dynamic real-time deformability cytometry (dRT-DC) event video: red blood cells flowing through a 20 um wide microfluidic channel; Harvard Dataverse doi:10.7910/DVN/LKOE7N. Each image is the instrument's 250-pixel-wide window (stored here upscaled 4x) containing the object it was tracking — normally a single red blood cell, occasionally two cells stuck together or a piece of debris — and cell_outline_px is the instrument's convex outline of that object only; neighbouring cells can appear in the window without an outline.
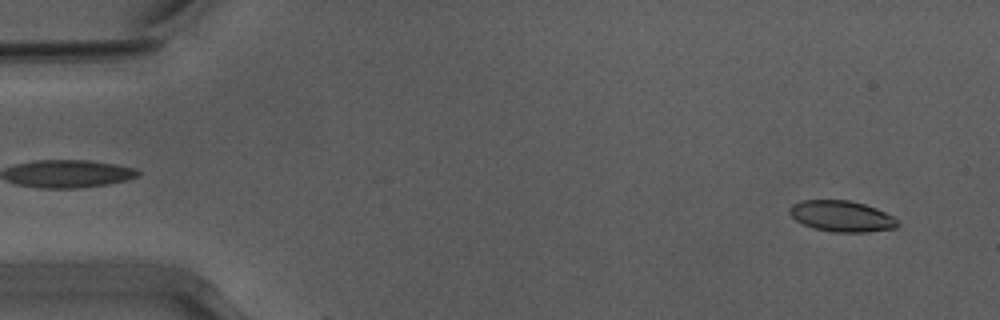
{"species": "Egyptian fruit bat (a non-hibernating species)", "species_latin": "Rousettus aegyptiacus", "temperature_condition": "warm", "stored_images_in_passage": 35, "camera_frame_rate_fps": 3000, "um_per_image_px": 0.085, "animal": {"sex": "male"}, "frame": {"image": 1, "passage_image": 1, "time_ms": 0.0, "image_size_px": [1000, 320], "cell_outline_px": [[900, 224], [896, 228], [868, 232], [832, 232], [812, 228], [796, 220], [788, 212], [788, 208], [792, 204], [804, 200], [848, 200], [864, 204], [876, 208], [892, 216]], "centroid_in_image_um": [71.53, 18.38], "position_along_channel_um": 13.5, "area_um2": 19.54}}
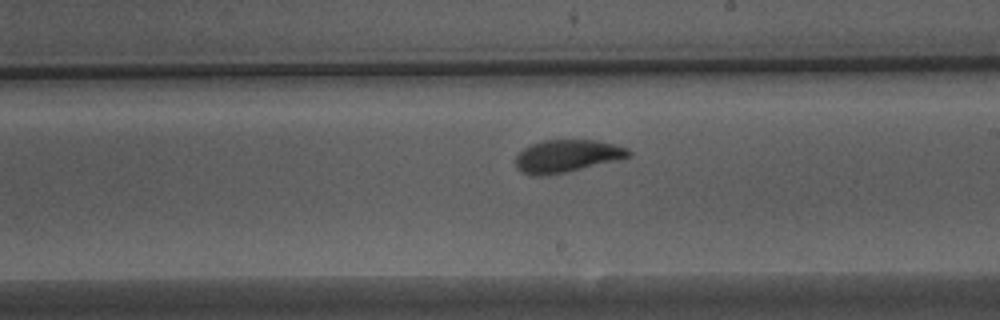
{"frame": {"image": 2, "passage_image": 17, "time_ms": 5.333, "image_size_px": [1000, 320], "cell_outline_px": [[632, 152], [628, 156], [620, 160], [564, 172], [544, 176], [532, 176], [520, 172], [516, 168], [516, 156], [524, 148], [532, 144], [544, 140], [596, 140], [628, 148]], "centroid_in_image_um": [48.17, 13.27], "position_along_channel_um": 240.8, "area_um2": 21.39}}
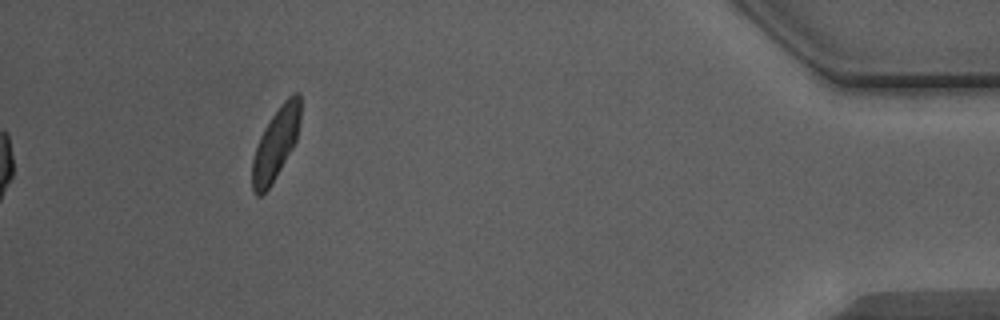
{"frame": {"image": 3, "passage_image": 35, "time_ms": 11.333, "image_size_px": [1000, 320], "cell_outline_px": [[300, 120], [296, 140], [292, 148], [272, 184], [260, 196], [256, 196], [252, 192], [252, 160], [260, 136], [264, 128], [280, 104], [292, 92], [300, 92]], "centroid_in_image_um": [23.43, 12.2], "position_along_channel_um": 411.8, "area_um2": 20.06}, "authors_computed_cell_mechanics": {"area_um2": 21.386, "velocity_mm_per_s": 3.9017, "shape_relaxation_time_tau1_ms": 4.1684, "shape_relaxation_time_tau2_ms": 1.4656, "deformation_change_tau1": 0.1354, "deformation_change_tau2": 0.0837}}